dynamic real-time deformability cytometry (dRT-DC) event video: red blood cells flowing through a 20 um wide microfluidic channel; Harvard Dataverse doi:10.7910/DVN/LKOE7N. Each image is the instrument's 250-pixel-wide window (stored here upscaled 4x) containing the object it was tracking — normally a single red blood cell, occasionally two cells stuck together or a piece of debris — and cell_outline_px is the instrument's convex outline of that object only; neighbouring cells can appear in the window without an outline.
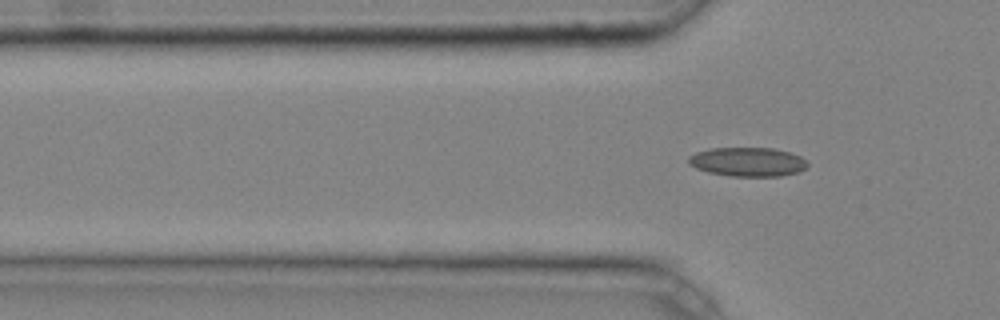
{"species": "common noctule bat (a hibernating species)", "species_latin": "Nyctalus noctula", "temperature_condition": "cold", "stored_images_in_passage": 3, "camera_frame_rate_fps": 3000, "um_per_image_px": 0.085, "animal": {"sex": "male", "body_mass_g": 20.4}, "frame": {"image": 1, "passage_image": 3, "time_ms": 0.667, "image_size_px": [1000, 320], "cell_outline_px": [[808, 164], [800, 172], [780, 176], [728, 176], [708, 172], [696, 168], [688, 164], [688, 156], [696, 152], [712, 148], [772, 148], [788, 152], [800, 156]], "centroid_in_image_um": [63.52, 13.76], "position_along_channel_um": 62.3, "area_um2": 20.11}}